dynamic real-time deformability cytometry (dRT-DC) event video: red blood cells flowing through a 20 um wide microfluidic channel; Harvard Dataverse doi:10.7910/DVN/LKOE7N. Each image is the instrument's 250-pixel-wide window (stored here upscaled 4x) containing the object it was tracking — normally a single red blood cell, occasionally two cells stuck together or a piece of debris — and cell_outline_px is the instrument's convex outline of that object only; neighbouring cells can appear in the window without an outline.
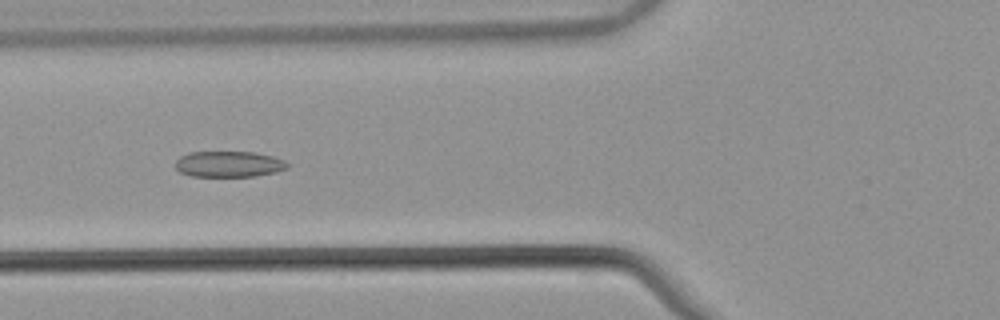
{"species": "common noctule bat (a hibernating species)", "species_latin": "Nyctalus noctula", "temperature_condition": "warm", "stored_images_in_passage": 55, "camera_frame_rate_fps": 3000, "um_per_image_px": 0.085, "animal": {"sex": "male", "body_mass_g": 21.5, "forearm_length_mm": 52.0}, "frame": {"image": 1, "passage_image": 22, "time_ms": 7.0, "image_size_px": [1000, 320], "cell_outline_px": [[288, 168], [276, 172], [256, 176], [192, 176], [180, 172], [176, 168], [176, 160], [180, 156], [188, 152], [256, 152], [272, 156], [284, 160], [288, 164]], "centroid_in_image_um": [19.46, 13.94], "position_along_channel_um": 106.3, "area_um2": 16.94}}
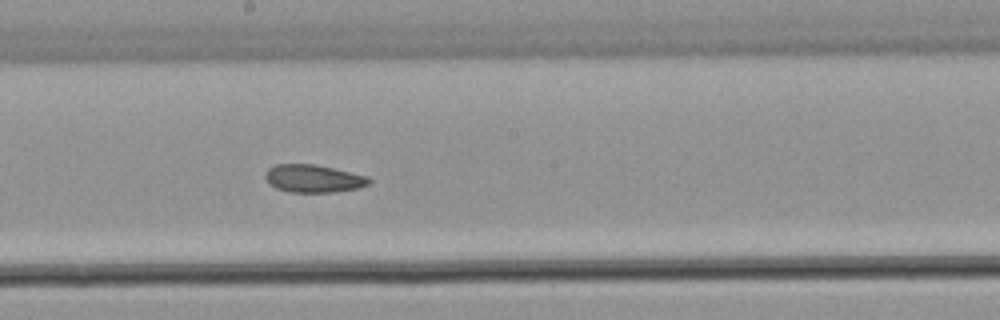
{"frame": {"image": 2, "passage_image": 31, "time_ms": 10.0, "image_size_px": [1000, 320], "cell_outline_px": [[372, 184], [360, 188], [332, 192], [288, 192], [276, 188], [268, 184], [264, 176], [268, 168], [276, 164], [312, 164], [332, 168], [368, 176], [372, 180]], "centroid_in_image_um": [26.65, 15.18], "position_along_channel_um": 221.6, "area_um2": 16.94}}
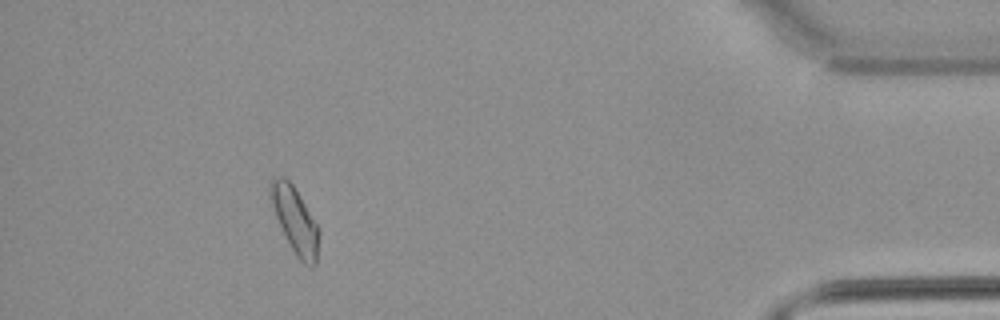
{"frame": {"image": 3, "passage_image": 50, "time_ms": 16.333, "image_size_px": [1000, 320], "cell_outline_px": [[320, 232], [316, 264], [312, 268], [304, 264], [296, 256], [268, 200], [268, 188], [272, 180], [276, 176], [284, 176], [292, 184], [300, 196], [316, 224]], "centroid_in_image_um": [25.06, 18.7], "position_along_channel_um": 410.1, "area_um2": 18.5}, "authors_computed_cell_mechanics": {"area_um2": 17.9758, "velocity_mm_per_s": 3.8497, "shape_relaxation_time_tau1_ms": 10.9431, "shape_relaxation_time_tau2_ms": 2.8086, "deformation_change_tau1": 0.1526, "deformation_change_tau2": 0.0877}}